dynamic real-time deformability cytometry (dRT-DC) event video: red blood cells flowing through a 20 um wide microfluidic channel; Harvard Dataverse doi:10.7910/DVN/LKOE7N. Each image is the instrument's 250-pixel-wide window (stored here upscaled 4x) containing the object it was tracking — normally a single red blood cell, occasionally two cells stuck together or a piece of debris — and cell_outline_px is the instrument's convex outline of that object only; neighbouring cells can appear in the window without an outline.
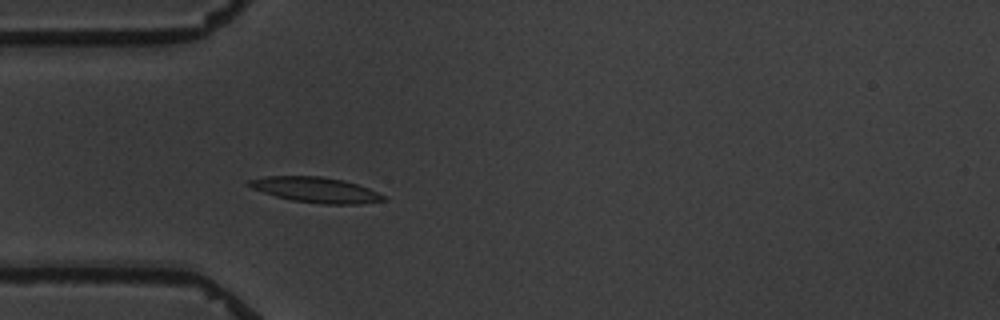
{"species": "common noctule bat (a hibernating species)", "species_latin": "Nyctalus noctula", "temperature_condition": "warm", "stored_images_in_passage": 4, "camera_frame_rate_fps": 3000, "um_per_image_px": 0.085, "animal": {"sex": "male", "body_mass_g": 19.5, "forearm_length_mm": 54.6}, "frame": {"image": 1, "passage_image": 4, "time_ms": 3.333, "image_size_px": [1000, 320], "cell_outline_px": [[388, 200], [360, 204], [324, 204], [292, 200], [276, 196], [252, 188], [244, 184], [248, 180], [268, 176], [320, 176], [344, 180], [368, 188], [384, 196]], "centroid_in_image_um": [26.83, 16.13], "position_along_channel_um": 58.2, "area_um2": 19.77}}